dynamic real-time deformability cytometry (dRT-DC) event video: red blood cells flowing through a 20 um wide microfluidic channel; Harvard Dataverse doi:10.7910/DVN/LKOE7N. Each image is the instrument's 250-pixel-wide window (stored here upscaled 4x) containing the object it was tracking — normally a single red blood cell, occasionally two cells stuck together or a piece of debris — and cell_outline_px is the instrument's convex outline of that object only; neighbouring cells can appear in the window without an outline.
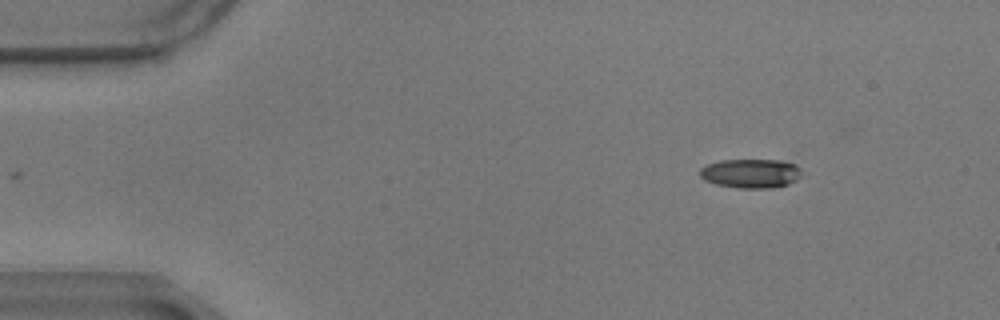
{"species": "common noctule bat (a hibernating species)", "species_latin": "Nyctalus noctula", "temperature_condition": "warm", "stored_images_in_passage": 9, "camera_frame_rate_fps": 3000, "um_per_image_px": 0.085, "animal": {"sex": "male", "body_mass_g": 17.9}, "frame": {"image": 1, "passage_image": 1, "time_ms": 0.0, "image_size_px": [1000, 320], "cell_outline_px": [[800, 176], [796, 180], [788, 184], [768, 188], [740, 188], [716, 184], [704, 180], [700, 176], [700, 168], [708, 164], [720, 160], [784, 160], [796, 164], [800, 168]], "centroid_in_image_um": [63.82, 14.73], "position_along_channel_um": 21.2, "area_um2": 17.28}}